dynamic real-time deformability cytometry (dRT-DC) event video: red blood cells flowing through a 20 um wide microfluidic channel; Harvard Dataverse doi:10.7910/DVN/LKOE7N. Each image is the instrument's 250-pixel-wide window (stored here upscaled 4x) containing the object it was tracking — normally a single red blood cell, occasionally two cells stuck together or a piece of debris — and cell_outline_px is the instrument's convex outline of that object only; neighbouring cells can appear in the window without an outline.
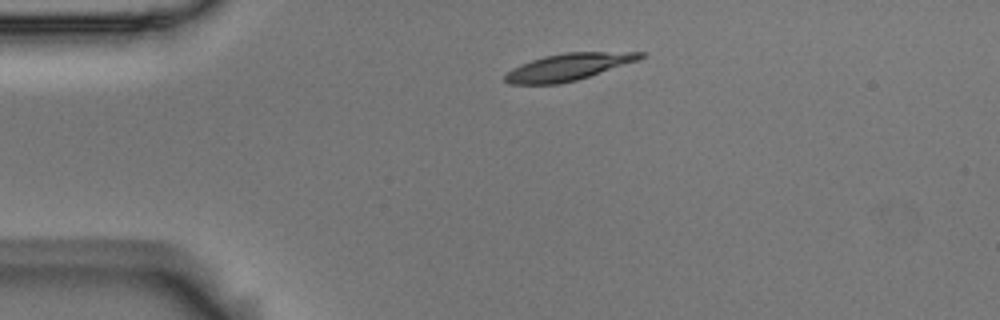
{"species": "Egyptian fruit bat (a non-hibernating species)", "species_latin": "Rousettus aegyptiacus", "temperature_condition": "room temperature", "stored_images_in_passage": 7, "camera_frame_rate_fps": 3000, "um_per_image_px": 0.085, "animal": {"sex": "male"}, "frame": {"image": 1, "passage_image": 1, "time_ms": 0.0, "image_size_px": [1000, 320], "cell_outline_px": [[644, 56], [636, 60], [576, 80], [560, 84], [508, 84], [504, 80], [504, 76], [512, 68], [520, 64], [544, 56], [564, 52], [644, 52]], "centroid_in_image_um": [48.22, 5.69], "position_along_channel_um": 36.8, "area_um2": 20.87}}
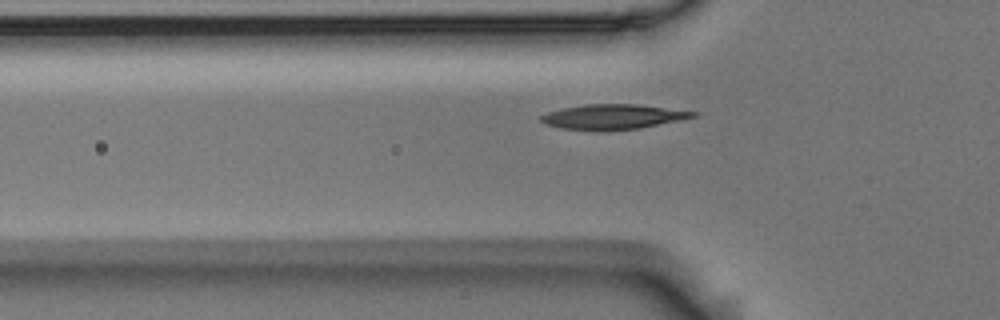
{"frame": {"image": 2, "passage_image": 7, "time_ms": 2.0, "image_size_px": [1000, 320], "cell_outline_px": [[700, 112], [696, 116], [680, 120], [640, 128], [604, 132], [592, 132], [560, 128], [544, 124], [540, 120], [540, 116], [548, 112], [564, 108], [584, 104], [636, 104]], "centroid_in_image_um": [52.07, 9.95], "position_along_channel_um": 73.7, "area_um2": 22.54}}